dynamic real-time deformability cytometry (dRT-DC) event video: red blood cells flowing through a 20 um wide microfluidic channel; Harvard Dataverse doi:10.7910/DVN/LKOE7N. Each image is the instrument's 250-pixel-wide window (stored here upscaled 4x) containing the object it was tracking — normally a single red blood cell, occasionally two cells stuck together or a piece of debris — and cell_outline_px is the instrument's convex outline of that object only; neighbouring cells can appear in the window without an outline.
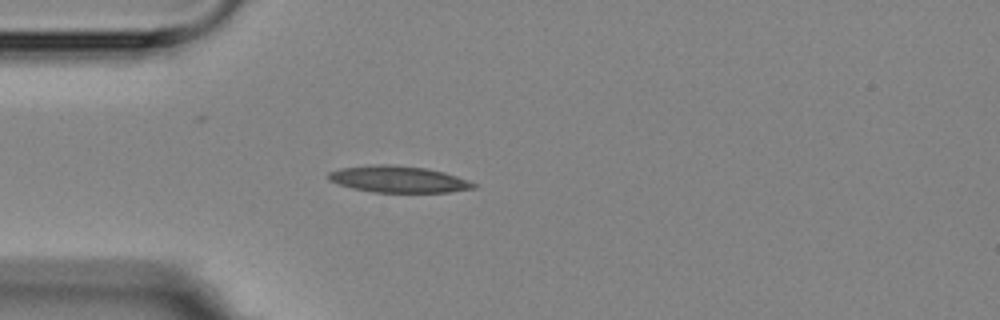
{"species": "Egyptian fruit bat (a non-hibernating species)", "species_latin": "Rousettus aegyptiacus", "temperature_condition": "room temperature", "stored_images_in_passage": 4, "camera_frame_rate_fps": 3000, "um_per_image_px": 0.085, "animal": {"sex": "female"}, "frame": {"image": 1, "passage_image": 4, "time_ms": 4.333, "image_size_px": [1000, 320], "cell_outline_px": [[476, 188], [448, 192], [372, 192], [352, 188], [328, 180], [328, 172], [340, 168], [380, 164], [392, 164], [428, 168], [444, 172], [468, 180], [476, 184]], "centroid_in_image_um": [33.86, 15.23], "position_along_channel_um": 51.1, "area_um2": 22.43}}